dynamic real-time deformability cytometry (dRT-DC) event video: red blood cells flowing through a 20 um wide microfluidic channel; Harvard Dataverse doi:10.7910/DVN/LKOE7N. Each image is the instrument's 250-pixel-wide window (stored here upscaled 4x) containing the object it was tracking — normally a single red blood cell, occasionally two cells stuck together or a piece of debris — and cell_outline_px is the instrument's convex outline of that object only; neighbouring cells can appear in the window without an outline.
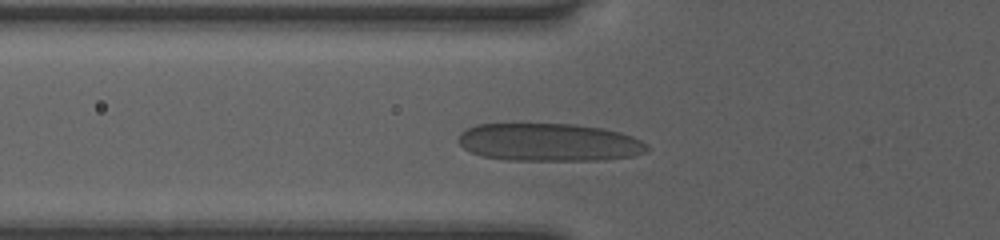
{"species": "human", "species_latin": "Homo sapiens", "temperature_condition": "room temperature", "stored_images_in_passage": 36, "camera_frame_rate_fps": 3000, "um_per_image_px": 0.085, "donor": {"sex": "female"}, "frame": {"image": 1, "passage_image": 10, "time_ms": 3.0, "image_size_px": [1000, 240], "cell_outline_px": [[648, 152], [632, 156], [604, 160], [508, 160], [480, 156], [464, 148], [456, 140], [460, 132], [476, 124], [576, 124], [600, 128], [620, 132], [632, 136], [648, 144]], "centroid_in_image_um": [46.67, 12.1], "position_along_channel_um": 79.1, "area_um2": 41.85}}
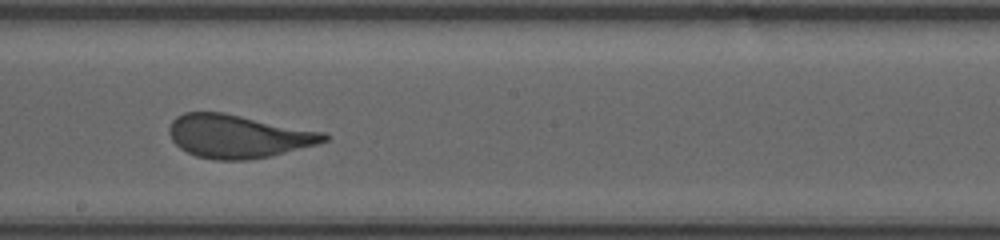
{"frame": {"image": 2, "passage_image": 21, "time_ms": 6.667, "image_size_px": [1000, 240], "cell_outline_px": [[328, 140], [316, 144], [272, 156], [248, 160], [216, 160], [196, 156], [180, 148], [172, 140], [168, 132], [168, 128], [172, 120], [176, 116], [184, 112], [224, 112], [324, 132], [328, 136]], "centroid_in_image_um": [20.21, 11.58], "position_along_channel_um": 228.0, "area_um2": 39.07}}
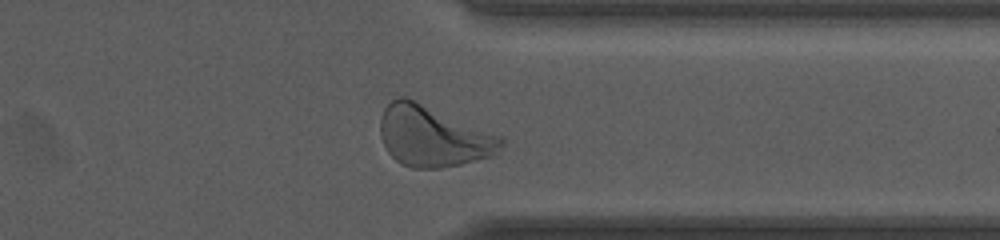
{"frame": {"image": 3, "passage_image": 32, "time_ms": 10.333, "image_size_px": [1000, 240], "cell_outline_px": [[504, 144], [492, 156], [460, 164], [440, 168], [412, 168], [400, 164], [388, 152], [380, 136], [380, 116], [384, 108], [396, 96], [404, 96], [500, 136], [504, 140]], "centroid_in_image_um": [36.75, 11.6], "position_along_channel_um": 374.6, "area_um2": 42.31}, "authors_computed_cell_mechanics": {"area_um2": 39.7086, "velocity_mm_per_s": 4.0275, "shape_relaxation_time_tau1_ms": 3.8239, "shape_relaxation_time_tau2_ms": null, "deformation_change_tau1": 0.1766, "deformation_change_tau2": null}}